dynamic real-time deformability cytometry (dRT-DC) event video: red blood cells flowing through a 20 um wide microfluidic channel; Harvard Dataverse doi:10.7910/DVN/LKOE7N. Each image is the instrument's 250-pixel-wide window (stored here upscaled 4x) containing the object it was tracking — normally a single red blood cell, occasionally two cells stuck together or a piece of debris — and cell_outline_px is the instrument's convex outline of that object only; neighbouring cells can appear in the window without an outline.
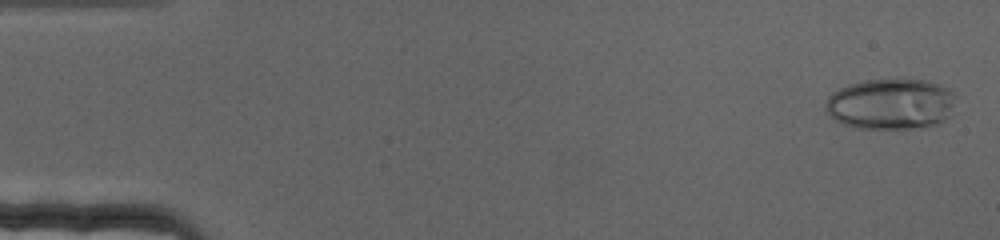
{"species": "human", "species_latin": "Homo sapiens", "temperature_condition": "cold", "stored_images_in_passage": 70, "camera_frame_rate_fps": 3000, "um_per_image_px": 0.085, "donor": {"sex": "female"}, "frame": {"image": 1, "passage_image": 2, "time_ms": 0.333, "image_size_px": [1000, 240], "cell_outline_px": [[956, 96], [952, 116], [936, 124], [920, 128], [852, 128], [832, 120], [824, 112], [824, 104], [828, 96], [832, 92], [848, 84], [864, 80], [896, 76], [928, 80], [952, 88]], "centroid_in_image_um": [75.72, 8.8], "position_along_channel_um": 9.3, "area_um2": 40.46}}
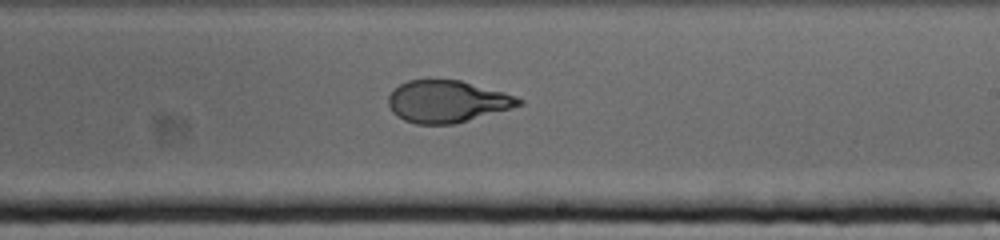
{"frame": {"image": 2, "passage_image": 42, "time_ms": 13.667, "image_size_px": [1000, 240], "cell_outline_px": [[524, 104], [452, 124], [416, 124], [404, 120], [396, 116], [392, 112], [388, 104], [388, 96], [400, 84], [408, 80], [460, 80], [504, 92], [516, 96], [524, 100]], "centroid_in_image_um": [37.99, 8.62], "position_along_channel_um": 251.0, "area_um2": 31.62}}
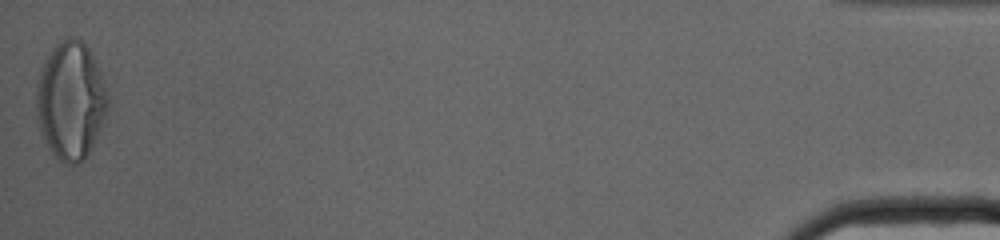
{"frame": {"image": 3, "passage_image": 70, "time_ms": 23.0, "image_size_px": [1000, 240], "cell_outline_px": [[108, 108], [100, 132], [84, 160], [80, 164], [64, 164], [48, 148], [40, 132], [36, 116], [36, 88], [40, 72], [52, 48], [56, 44], [68, 36], [72, 36], [80, 40], [88, 48], [100, 72], [108, 100]], "centroid_in_image_um": [6.0, 8.59], "position_along_channel_um": 429.2, "area_um2": 48.9}}